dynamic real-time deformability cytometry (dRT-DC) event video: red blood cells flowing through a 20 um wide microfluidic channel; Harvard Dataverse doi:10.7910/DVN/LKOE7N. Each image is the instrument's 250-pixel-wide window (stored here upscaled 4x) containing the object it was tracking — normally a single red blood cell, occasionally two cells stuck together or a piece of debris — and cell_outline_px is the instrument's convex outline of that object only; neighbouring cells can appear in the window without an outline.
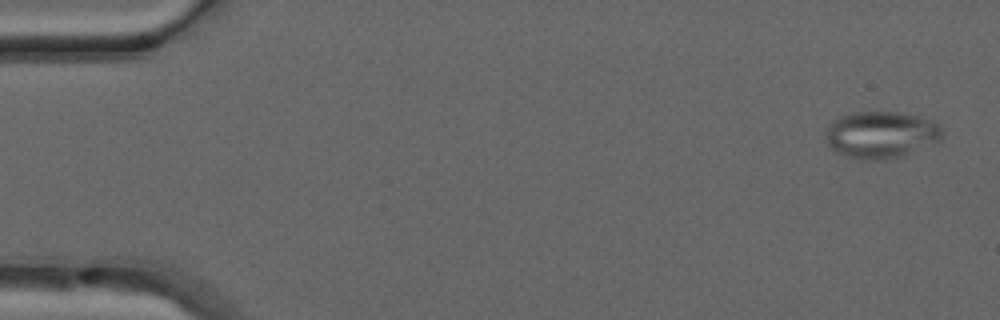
{"species": "common noctule bat (a hibernating species)", "species_latin": "Nyctalus noctula", "temperature_condition": "warm", "stored_images_in_passage": 49, "camera_frame_rate_fps": 3000, "um_per_image_px": 0.085, "animal": {"sex": "male", "forearm_length_mm": 52.5}, "frame": {"image": 1, "passage_image": 2, "time_ms": 0.333, "image_size_px": [1000, 320], "cell_outline_px": [[940, 140], [904, 156], [884, 160], [860, 160], [836, 152], [828, 144], [828, 124], [832, 120], [840, 116], [852, 112], [900, 112], [932, 120], [940, 128]], "centroid_in_image_um": [74.86, 11.46], "position_along_channel_um": 10.1, "area_um2": 31.62}}
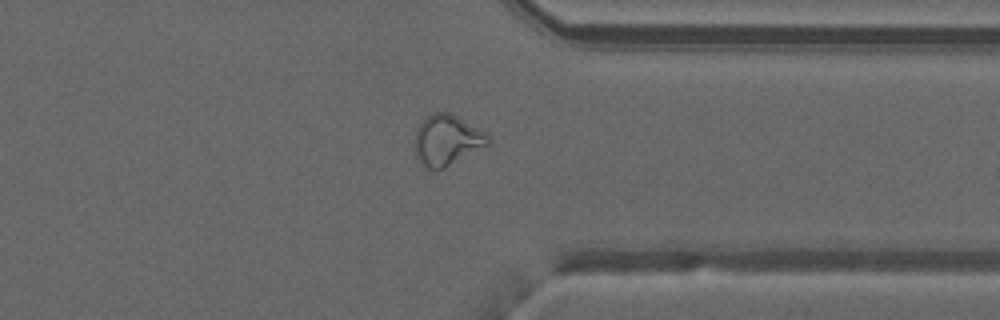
{"frame": {"image": 2, "passage_image": 39, "time_ms": 12.667, "image_size_px": [1000, 320], "cell_outline_px": [[492, 140], [488, 144], [444, 168], [428, 168], [416, 156], [416, 132], [420, 124], [428, 116], [436, 112], [448, 112], [488, 132]], "centroid_in_image_um": [38.05, 11.88], "position_along_channel_um": 373.4, "area_um2": 21.04}}
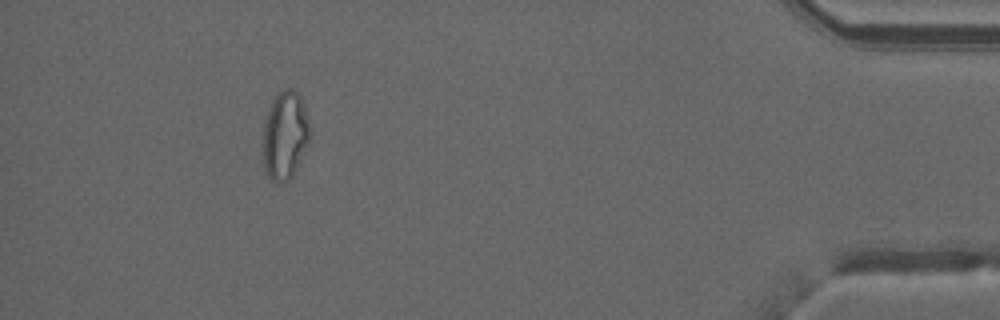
{"frame": {"image": 3, "passage_image": 46, "time_ms": 15.0, "image_size_px": [1000, 320], "cell_outline_px": [[312, 140], [292, 176], [288, 180], [276, 184], [268, 176], [264, 168], [264, 120], [268, 108], [272, 100], [284, 88], [292, 88], [300, 96], [304, 104], [312, 128]], "centroid_in_image_um": [24.28, 11.5], "position_along_channel_um": 410.9, "area_um2": 24.68}}